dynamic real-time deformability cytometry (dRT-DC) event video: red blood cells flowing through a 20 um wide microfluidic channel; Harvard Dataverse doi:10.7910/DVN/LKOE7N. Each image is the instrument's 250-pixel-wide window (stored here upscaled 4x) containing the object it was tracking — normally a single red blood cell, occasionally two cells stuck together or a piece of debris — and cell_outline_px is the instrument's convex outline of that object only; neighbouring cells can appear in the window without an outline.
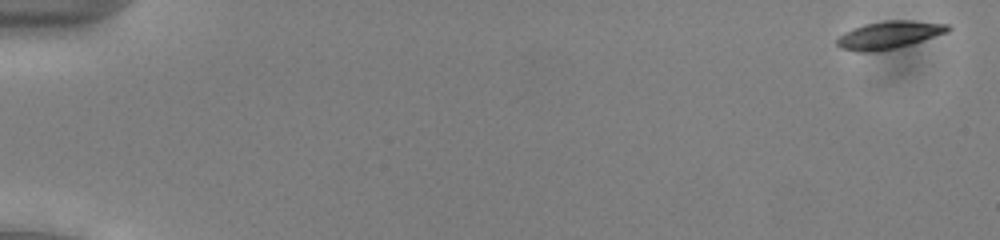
{"species": "common noctule bat (a hibernating species)", "species_latin": "Nyctalus noctula", "temperature_condition": "cold", "stored_images_in_passage": 53, "camera_frame_rate_fps": 3000, "um_per_image_px": 0.085, "animal": {"sex": "male", "body_mass_g": 13.0, "forearm_length_mm": 53.1}, "frame": {"image": 1, "passage_image": 1, "time_ms": 0.0, "image_size_px": [1000, 240], "cell_outline_px": [[952, 28], [948, 32], [912, 44], [896, 48], [868, 52], [860, 52], [840, 48], [836, 44], [836, 40], [844, 32], [852, 28], [864, 24], [888, 20], [912, 20], [948, 24]], "centroid_in_image_um": [75.59, 2.96], "position_along_channel_um": 9.4, "area_um2": 17.92}}
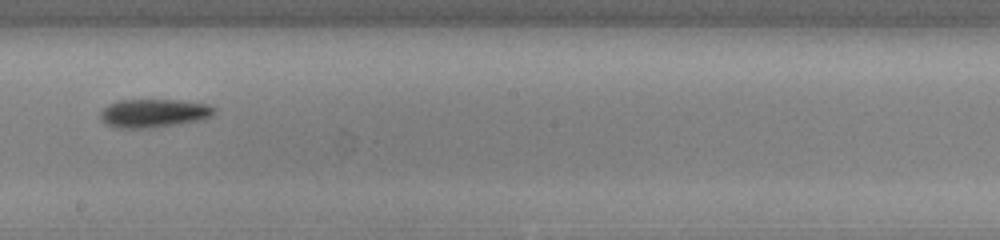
{"frame": {"image": 2, "passage_image": 31, "time_ms": 10.0, "image_size_px": [1000, 240], "cell_outline_px": [[216, 112], [212, 116], [200, 120], [152, 128], [116, 128], [100, 120], [100, 112], [108, 104], [120, 100], [180, 100], [208, 104], [216, 108]], "centroid_in_image_um": [13.08, 9.62], "position_along_channel_um": 235.1, "area_um2": 18.96}}
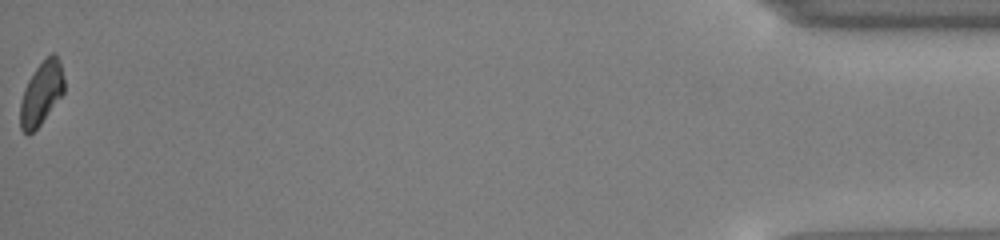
{"frame": {"image": 3, "passage_image": 53, "time_ms": 17.333, "image_size_px": [1000, 240], "cell_outline_px": [[64, 92], [40, 124], [28, 136], [20, 128], [20, 100], [24, 88], [28, 80], [36, 68], [52, 52], [56, 52], [60, 64], [64, 80]], "centroid_in_image_um": [3.5, 7.93], "position_along_channel_um": 431.7, "area_um2": 16.01}, "authors_computed_cell_mechanics": {"area_um2": 17.5712, "velocity_mm_per_s": 3.9282, "shape_relaxation_time_tau1_ms": 4.8492, "shape_relaxation_time_tau2_ms": null, "deformation_change_tau1": 0.1249, "deformation_change_tau2": null}}